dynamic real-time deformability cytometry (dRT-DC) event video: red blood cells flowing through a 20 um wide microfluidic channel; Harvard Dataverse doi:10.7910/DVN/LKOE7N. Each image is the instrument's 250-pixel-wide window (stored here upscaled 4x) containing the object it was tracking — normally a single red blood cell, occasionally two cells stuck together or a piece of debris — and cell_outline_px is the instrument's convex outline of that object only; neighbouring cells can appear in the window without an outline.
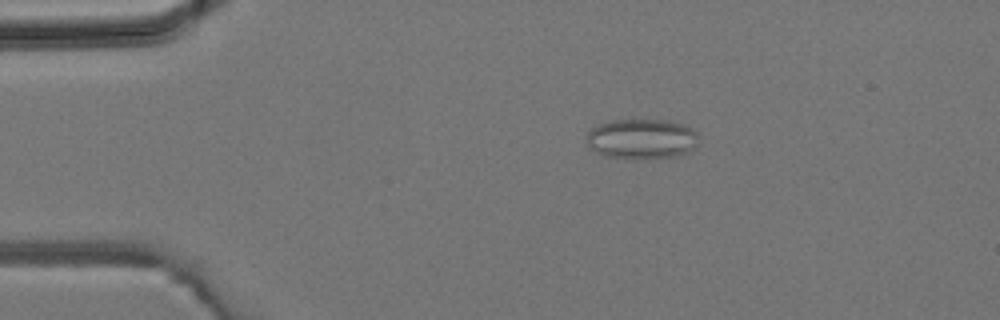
{"species": "common noctule bat (a hibernating species)", "species_latin": "Nyctalus noctula", "temperature_condition": "room temperature", "stored_images_in_passage": 43, "camera_frame_rate_fps": 3000, "um_per_image_px": 0.085, "animal": {"sex": "male", "body_mass_g": 19.2, "forearm_length_mm": 51.8}, "frame": {"image": 1, "passage_image": 8, "time_ms": 2.333, "image_size_px": [1000, 320], "cell_outline_px": [[700, 144], [688, 152], [676, 156], [636, 160], [604, 156], [596, 152], [588, 144], [588, 132], [592, 128], [600, 124], [612, 120], [668, 120], [684, 124], [692, 128], [696, 132]], "centroid_in_image_um": [54.6, 11.82], "position_along_channel_um": 30.4, "area_um2": 26.53}}
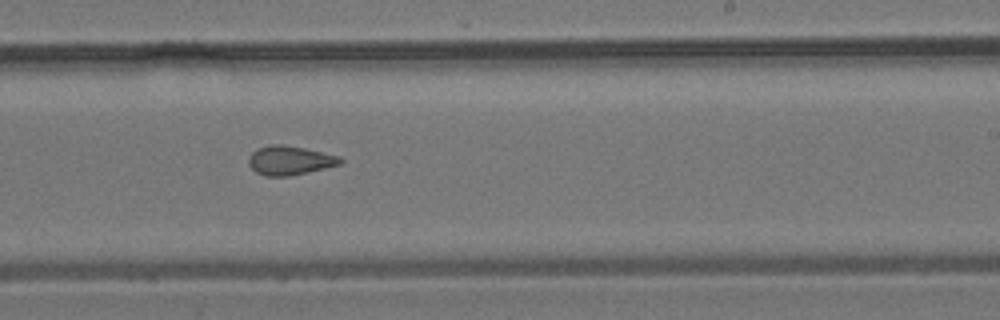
{"frame": {"image": 2, "passage_image": 26, "time_ms": 8.333, "image_size_px": [1000, 320], "cell_outline_px": [[344, 160], [340, 164], [324, 168], [288, 176], [264, 176], [256, 172], [248, 164], [248, 156], [256, 148], [268, 144], [284, 144], [304, 148], [340, 156]], "centroid_in_image_um": [24.59, 13.62], "position_along_channel_um": 264.4, "area_um2": 15.61}}
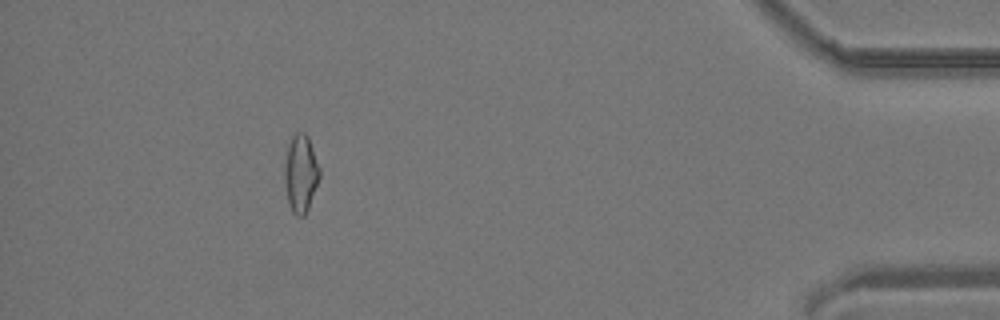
{"frame": {"image": 3, "passage_image": 39, "time_ms": 12.667, "image_size_px": [1000, 320], "cell_outline_px": [[320, 176], [308, 208], [304, 216], [296, 216], [292, 212], [288, 200], [284, 180], [284, 168], [288, 144], [292, 136], [296, 132], [304, 132], [308, 136], [320, 168]], "centroid_in_image_um": [25.56, 14.72], "position_along_channel_um": 409.6, "area_um2": 15.78}}